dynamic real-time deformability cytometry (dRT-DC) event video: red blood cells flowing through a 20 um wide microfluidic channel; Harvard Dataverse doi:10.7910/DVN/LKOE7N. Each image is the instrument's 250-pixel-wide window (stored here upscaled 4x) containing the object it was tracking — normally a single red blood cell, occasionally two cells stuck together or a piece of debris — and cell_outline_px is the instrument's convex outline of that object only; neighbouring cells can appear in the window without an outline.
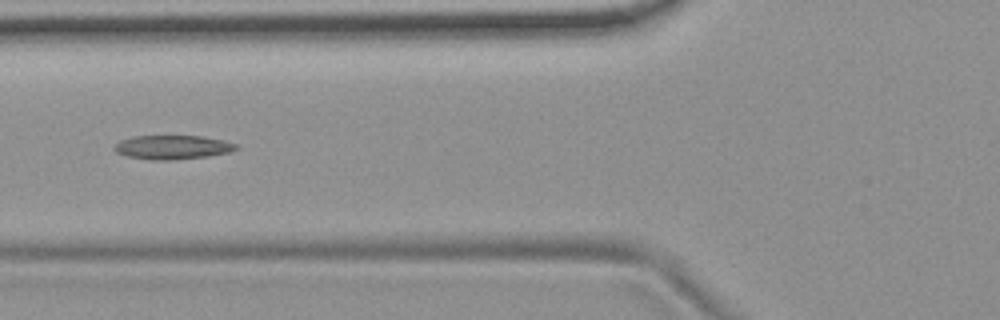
{"species": "common noctule bat (a hibernating species)", "species_latin": "Nyctalus noctula", "temperature_condition": "room temperature", "stored_images_in_passage": 10, "camera_frame_rate_fps": 3000, "um_per_image_px": 0.085, "animal": {"sex": "female", "body_mass_g": 19.9}, "frame": {"image": 1, "passage_image": 5, "time_ms": 1.333, "image_size_px": [1000, 320], "cell_outline_px": [[240, 148], [232, 152], [208, 156], [172, 160], [148, 160], [128, 156], [116, 152], [112, 148], [120, 140], [132, 136], [200, 136], [224, 140], [240, 144]], "centroid_in_image_um": [14.71, 12.51], "position_along_channel_um": 111.1, "area_um2": 17.28}}
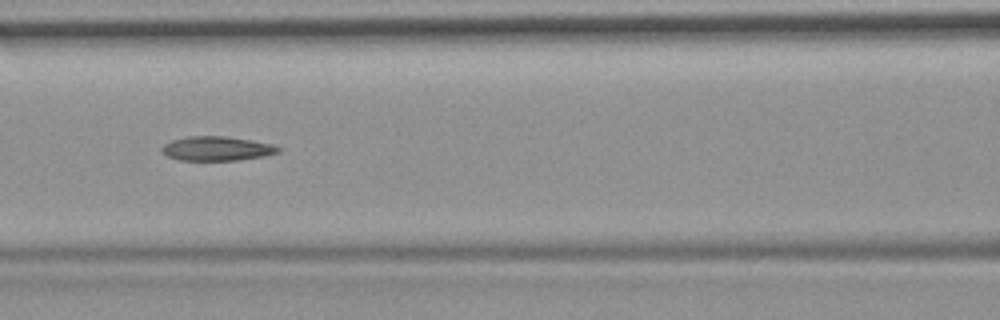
{"frame": {"image": 2, "passage_image": 6, "time_ms": 1.667, "image_size_px": [1000, 320], "cell_outline_px": [[280, 152], [264, 156], [236, 160], [180, 160], [168, 156], [160, 152], [160, 148], [164, 144], [172, 140], [188, 136], [228, 136], [272, 144], [280, 148]], "centroid_in_image_um": [18.4, 12.62], "position_along_channel_um": 148.2, "area_um2": 16.47}}